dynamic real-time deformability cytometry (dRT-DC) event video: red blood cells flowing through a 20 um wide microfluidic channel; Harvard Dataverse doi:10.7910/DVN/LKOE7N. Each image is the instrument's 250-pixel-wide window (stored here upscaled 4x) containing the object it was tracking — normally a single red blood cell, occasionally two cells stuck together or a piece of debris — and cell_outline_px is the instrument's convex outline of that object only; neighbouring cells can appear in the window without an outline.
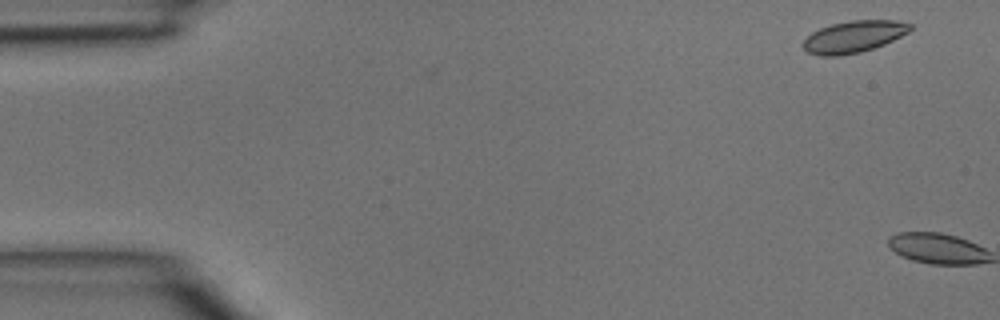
{"species": "common noctule bat (a hibernating species)", "species_latin": "Nyctalus noctula", "temperature_condition": "room temperature", "stored_images_in_passage": 4, "camera_frame_rate_fps": 3000, "um_per_image_px": 0.085, "animal": {"sex": "male", "body_mass_g": 15.6}, "frame": {"image": 1, "passage_image": 1, "time_ms": 0.0, "image_size_px": [1000, 320], "cell_outline_px": [[912, 28], [908, 32], [884, 44], [860, 52], [840, 56], [824, 56], [808, 52], [804, 48], [804, 40], [812, 32], [820, 28], [832, 24], [852, 20], [892, 20], [912, 24]], "centroid_in_image_um": [72.57, 3.11], "position_along_channel_um": 12.4, "area_um2": 19.54}}
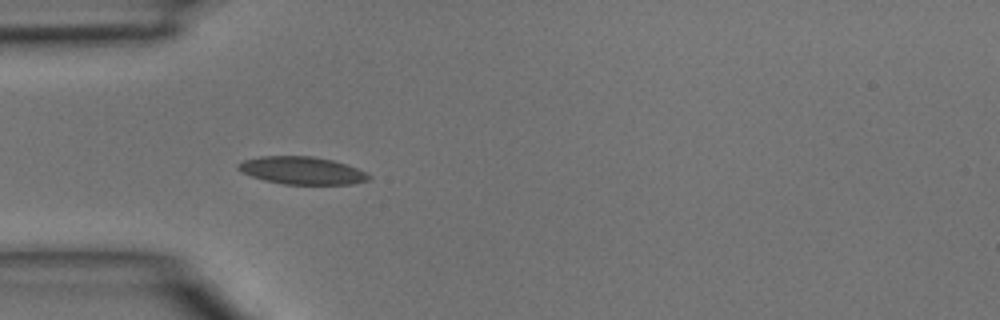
{"frame": {"image": 2, "passage_image": 4, "time_ms": 1.0, "image_size_px": [1000, 320], "cell_outline_px": [[372, 176], [368, 180], [352, 184], [284, 184], [264, 180], [240, 172], [236, 168], [236, 164], [244, 160], [260, 156], [312, 156], [332, 160], [368, 172]], "centroid_in_image_um": [25.64, 14.49], "position_along_channel_um": 59.4, "area_um2": 21.04}}